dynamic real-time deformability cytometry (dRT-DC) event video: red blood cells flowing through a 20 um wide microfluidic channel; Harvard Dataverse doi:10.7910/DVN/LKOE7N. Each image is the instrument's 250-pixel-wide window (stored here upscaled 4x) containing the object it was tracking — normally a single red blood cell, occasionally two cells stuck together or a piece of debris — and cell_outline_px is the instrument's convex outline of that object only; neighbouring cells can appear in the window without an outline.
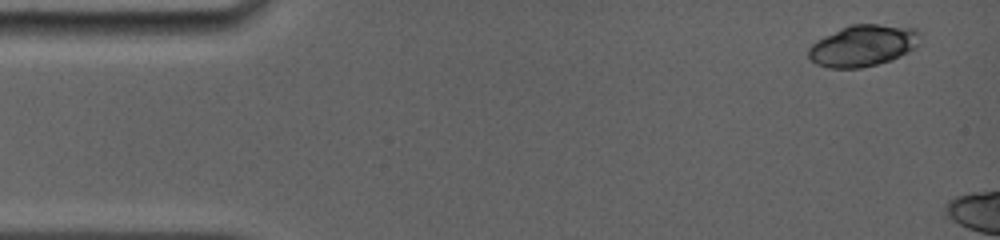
{"species": "common noctule bat (a hibernating species)", "species_latin": "Nyctalus noctula", "temperature_condition": "room temperature", "stored_images_in_passage": 2, "camera_frame_rate_fps": 5000, "um_per_image_px": 0.085, "animal": {"sex": "female", "body_mass_g": 19.0, "forearm_length_mm": 56.7}, "frame": {"image": 1, "passage_image": 1, "time_ms": 0.0, "image_size_px": [1000, 240], "cell_outline_px": [[924, 32], [920, 44], [916, 48], [892, 60], [860, 68], [828, 68], [816, 64], [808, 56], [808, 48], [816, 40], [840, 28], [852, 24], [880, 24], [916, 28]], "centroid_in_image_um": [73.42, 3.86], "position_along_channel_um": 11.6, "area_um2": 27.46}}